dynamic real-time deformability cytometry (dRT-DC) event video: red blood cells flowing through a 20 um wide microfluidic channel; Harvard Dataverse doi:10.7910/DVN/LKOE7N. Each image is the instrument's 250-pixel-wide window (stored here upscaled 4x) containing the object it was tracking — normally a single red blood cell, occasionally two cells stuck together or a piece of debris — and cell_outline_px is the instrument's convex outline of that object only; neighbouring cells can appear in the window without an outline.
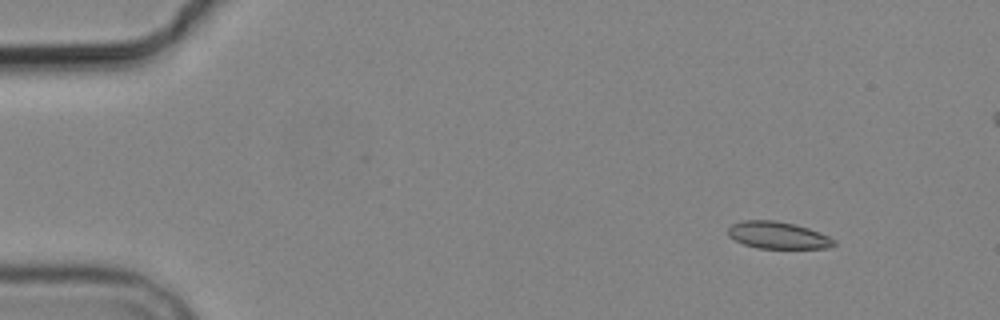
{"species": "common noctule bat (a hibernating species)", "species_latin": "Nyctalus noctula", "temperature_condition": "cold", "stored_images_in_passage": 6, "camera_frame_rate_fps": 3000, "um_per_image_px": 0.085, "animal": {"sex": "male", "body_mass_g": 19.2, "forearm_length_mm": 51.8}, "frame": {"image": 1, "passage_image": 2, "time_ms": 1.333, "image_size_px": [1000, 320], "cell_outline_px": [[836, 244], [828, 248], [756, 248], [744, 244], [728, 236], [728, 228], [732, 224], [744, 220], [776, 220], [796, 224], [808, 228], [828, 236], [836, 240]], "centroid_in_image_um": [66.12, 19.99], "position_along_channel_um": 18.9, "area_um2": 16.7}}